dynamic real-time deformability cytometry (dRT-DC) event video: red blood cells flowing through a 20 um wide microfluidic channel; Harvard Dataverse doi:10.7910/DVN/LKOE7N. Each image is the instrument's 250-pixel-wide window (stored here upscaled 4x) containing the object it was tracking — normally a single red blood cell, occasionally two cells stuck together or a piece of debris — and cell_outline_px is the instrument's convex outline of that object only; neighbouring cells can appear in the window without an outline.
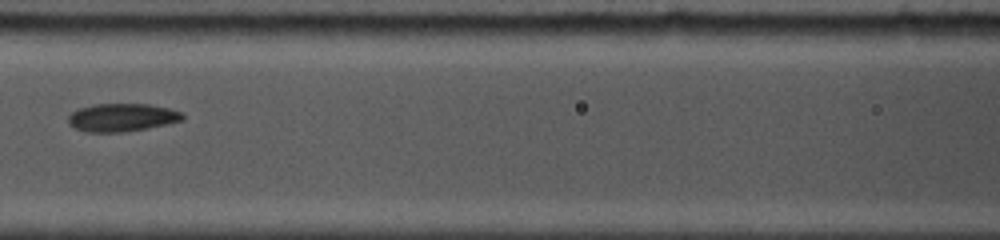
{"species": "common noctule bat (a hibernating species)", "species_latin": "Nyctalus noctula", "temperature_condition": "cold", "stored_images_in_passage": 25, "camera_frame_rate_fps": 5000, "um_per_image_px": 0.085, "animal": {"sex": "female", "body_mass_g": 19.0, "forearm_length_mm": 53.3}, "frame": {"image": 1, "passage_image": 8, "time_ms": 3.6, "image_size_px": [1000, 240], "cell_outline_px": [[184, 120], [148, 128], [124, 132], [84, 132], [68, 124], [68, 116], [72, 112], [80, 108], [92, 104], [148, 104], [168, 108], [184, 112]], "centroid_in_image_um": [10.37, 9.98], "position_along_channel_um": 156.2, "area_um2": 18.79}}
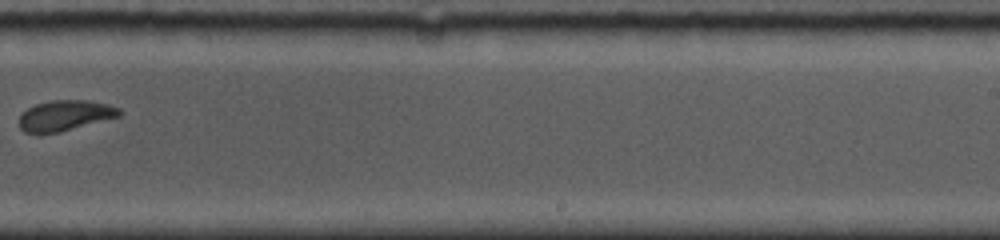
{"frame": {"image": 2, "passage_image": 15, "time_ms": 7.0, "image_size_px": [1000, 240], "cell_outline_px": [[124, 112], [120, 116], [60, 132], [24, 132], [20, 128], [20, 116], [28, 108], [36, 104], [52, 100], [88, 100], [108, 104], [120, 108]], "centroid_in_image_um": [5.59, 9.8], "position_along_channel_um": 283.4, "area_um2": 17.63}}